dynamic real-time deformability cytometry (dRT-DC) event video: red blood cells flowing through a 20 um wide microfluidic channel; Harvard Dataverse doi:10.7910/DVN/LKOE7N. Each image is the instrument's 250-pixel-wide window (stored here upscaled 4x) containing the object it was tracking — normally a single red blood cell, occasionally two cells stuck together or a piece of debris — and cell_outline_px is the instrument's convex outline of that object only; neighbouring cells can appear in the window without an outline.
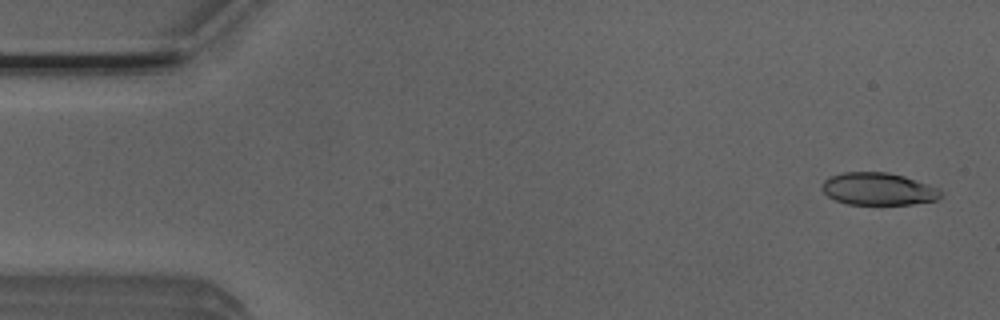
{"species": "Egyptian fruit bat (a non-hibernating species)", "species_latin": "Rousettus aegyptiacus", "temperature_condition": "room temperature", "stored_images_in_passage": 51, "camera_frame_rate_fps": 3000, "um_per_image_px": 0.085, "animal": {"sex": "male"}, "frame": {"image": 1, "passage_image": 2, "time_ms": 0.333, "image_size_px": [1000, 320], "cell_outline_px": [[940, 196], [936, 200], [912, 204], [848, 204], [836, 200], [828, 196], [820, 188], [820, 184], [824, 180], [832, 176], [844, 172], [888, 172], [904, 176], [936, 188], [940, 192]], "centroid_in_image_um": [74.59, 16.06], "position_along_channel_um": 10.4, "area_um2": 22.14}}
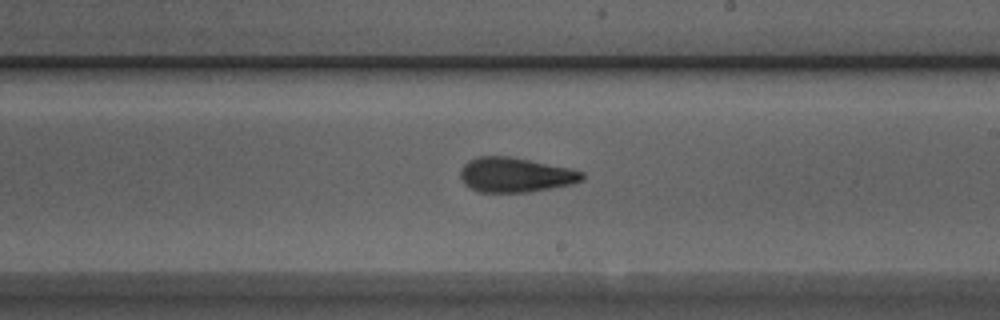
{"frame": {"image": 2, "passage_image": 29, "time_ms": 9.333, "image_size_px": [1000, 320], "cell_outline_px": [[584, 180], [572, 184], [528, 192], [476, 192], [464, 184], [460, 176], [460, 172], [464, 164], [468, 160], [476, 156], [512, 156], [572, 168], [584, 172]], "centroid_in_image_um": [43.81, 14.85], "position_along_channel_um": 245.2, "area_um2": 24.97}}
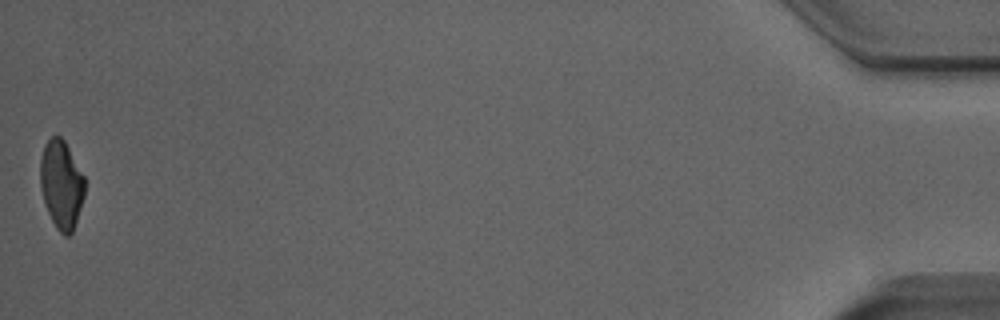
{"frame": {"image": 3, "passage_image": 51, "time_ms": 16.667, "image_size_px": [1000, 320], "cell_outline_px": [[84, 196], [72, 232], [68, 236], [64, 236], [56, 228], [48, 212], [44, 200], [40, 184], [40, 160], [44, 144], [52, 136], [60, 136], [64, 140], [84, 176]], "centroid_in_image_um": [5.2, 15.67], "position_along_channel_um": 430.0, "area_um2": 22.6}, "authors_computed_cell_mechanics": {"area_um2": 24.2182, "velocity_mm_per_s": 3.9401, "shape_relaxation_time_tau1_ms": 4.6605, "shape_relaxation_time_tau2_ms": 1.5688, "deformation_change_tau1": 0.1735, "deformation_change_tau2": 0.0921}}